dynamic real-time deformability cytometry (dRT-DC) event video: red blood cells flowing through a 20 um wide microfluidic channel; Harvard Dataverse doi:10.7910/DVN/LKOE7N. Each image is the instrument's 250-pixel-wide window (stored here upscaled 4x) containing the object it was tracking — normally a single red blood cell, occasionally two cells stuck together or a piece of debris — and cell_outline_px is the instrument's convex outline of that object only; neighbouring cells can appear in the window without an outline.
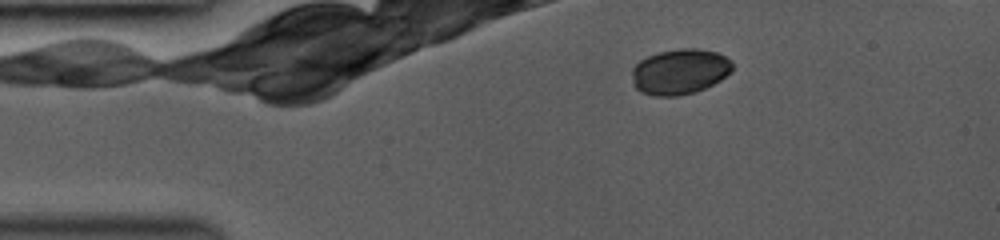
{"species": "common noctule bat (a hibernating species)", "species_latin": "Nyctalus noctula", "temperature_condition": "room temperature", "stored_images_in_passage": 7, "camera_frame_rate_fps": 3000, "um_per_image_px": 0.085, "animal": {"sex": "female", "body_mass_g": 19.0, "forearm_length_mm": 53.3}, "frame": {"image": 1, "passage_image": 2, "time_ms": 0.333, "image_size_px": [1000, 240], "cell_outline_px": [[732, 72], [720, 80], [696, 92], [676, 96], [656, 96], [640, 92], [636, 88], [632, 76], [632, 68], [640, 60], [648, 56], [660, 52], [680, 48], [696, 48], [716, 52], [732, 60]], "centroid_in_image_um": [57.79, 6.09], "position_along_channel_um": 27.2, "area_um2": 26.59}}